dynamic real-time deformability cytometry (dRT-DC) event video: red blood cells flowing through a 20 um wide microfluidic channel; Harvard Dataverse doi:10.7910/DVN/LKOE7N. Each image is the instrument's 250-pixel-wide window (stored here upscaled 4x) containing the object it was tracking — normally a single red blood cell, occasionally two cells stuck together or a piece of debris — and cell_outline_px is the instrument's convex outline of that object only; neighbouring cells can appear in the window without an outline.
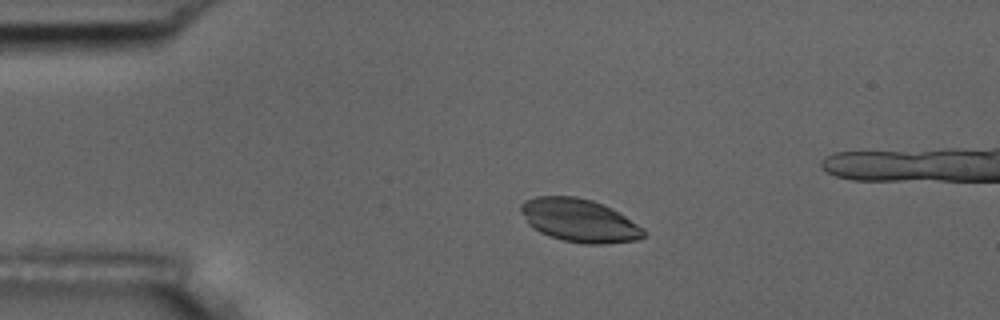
{"species": "common noctule bat (a hibernating species)", "species_latin": "Nyctalus noctula", "temperature_condition": "room temperature", "stored_images_in_passage": 4, "camera_frame_rate_fps": 3000, "um_per_image_px": 0.085, "animal": {"sex": "male", "body_mass_g": 17.5, "forearm_length_mm": 52.3}, "frame": {"image": 1, "passage_image": 2, "time_ms": 1.0, "image_size_px": [1000, 320], "cell_outline_px": [[648, 232], [644, 236], [636, 240], [604, 244], [584, 244], [564, 240], [548, 236], [532, 228], [528, 224], [520, 212], [520, 204], [524, 200], [536, 196], [576, 196], [592, 200], [604, 204], [612, 208], [644, 228]], "centroid_in_image_um": [49.23, 18.73], "position_along_channel_um": 35.8, "area_um2": 31.15}}